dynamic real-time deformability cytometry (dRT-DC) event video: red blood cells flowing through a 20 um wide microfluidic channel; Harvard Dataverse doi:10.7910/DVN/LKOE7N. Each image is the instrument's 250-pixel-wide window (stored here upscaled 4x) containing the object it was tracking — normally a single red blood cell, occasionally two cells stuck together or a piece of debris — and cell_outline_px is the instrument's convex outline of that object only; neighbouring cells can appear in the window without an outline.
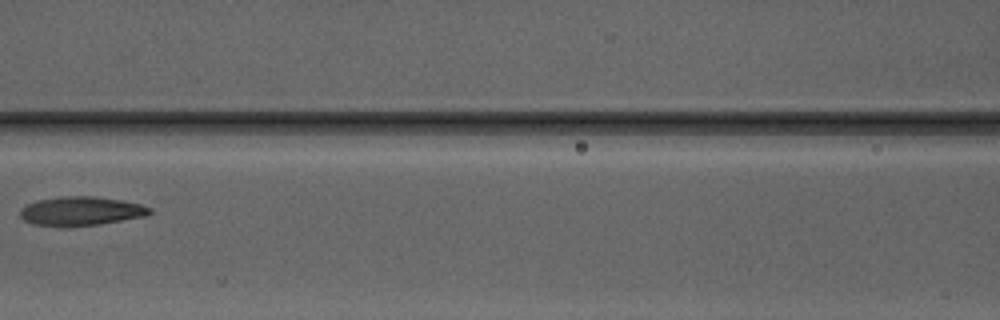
{"species": "Egyptian fruit bat (a non-hibernating species)", "species_latin": "Rousettus aegyptiacus", "temperature_condition": "warm", "stored_images_in_passage": 7, "camera_frame_rate_fps": 3000, "um_per_image_px": 0.085, "animal": {"sex": "male"}, "frame": {"image": 1, "passage_image": 6, "time_ms": 7.0, "image_size_px": [1000, 320], "cell_outline_px": [[152, 212], [144, 216], [100, 224], [32, 224], [24, 220], [20, 216], [20, 208], [24, 204], [36, 200], [60, 196], [92, 196], [120, 200], [140, 204], [152, 208]], "centroid_in_image_um": [6.86, 17.9], "position_along_channel_um": 159.7, "area_um2": 21.27}}
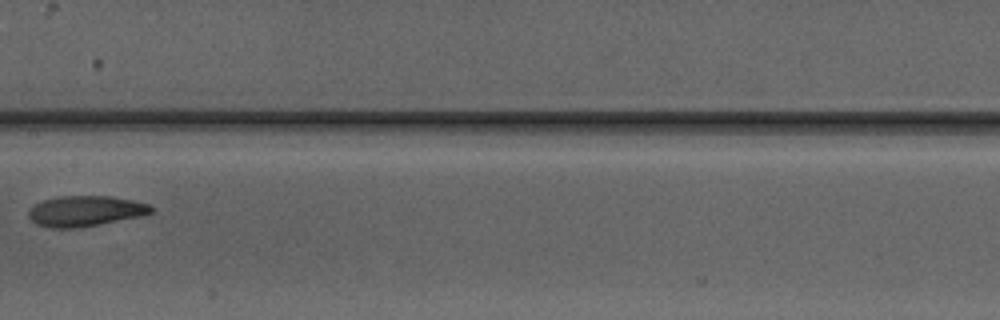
{"frame": {"image": 2, "passage_image": 7, "time_ms": 8.0, "image_size_px": [1000, 320], "cell_outline_px": [[156, 208], [152, 212], [140, 216], [100, 224], [76, 228], [48, 228], [36, 224], [28, 216], [28, 212], [36, 204], [44, 200], [60, 196], [112, 196], [132, 200], [148, 204]], "centroid_in_image_um": [7.26, 17.94], "position_along_channel_um": 200.1, "area_um2": 21.73}}